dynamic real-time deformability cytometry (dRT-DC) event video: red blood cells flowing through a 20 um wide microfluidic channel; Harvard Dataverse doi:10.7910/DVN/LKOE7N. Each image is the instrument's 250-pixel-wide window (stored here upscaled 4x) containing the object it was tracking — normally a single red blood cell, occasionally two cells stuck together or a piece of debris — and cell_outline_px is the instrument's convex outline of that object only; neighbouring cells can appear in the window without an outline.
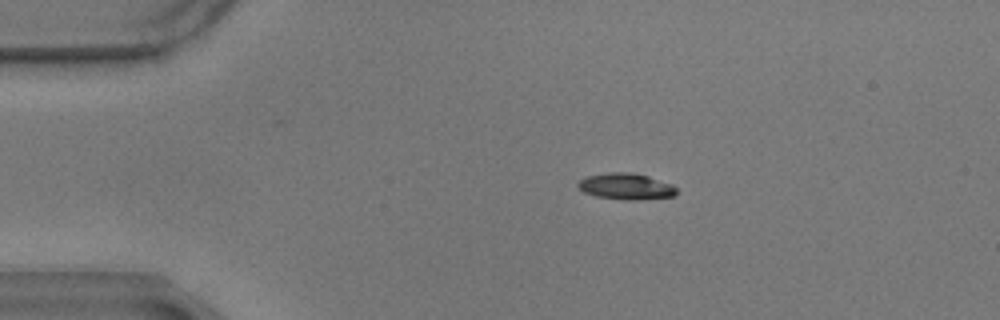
{"species": "common noctule bat (a hibernating species)", "species_latin": "Nyctalus noctula", "temperature_condition": "warm", "stored_images_in_passage": 48, "camera_frame_rate_fps": 3000, "um_per_image_px": 0.085, "animal": {"sex": "male", "body_mass_g": 17.9}, "frame": {"image": 1, "passage_image": 1, "time_ms": 0.0, "image_size_px": [1000, 320], "cell_outline_px": [[676, 196], [636, 200], [628, 200], [596, 196], [584, 192], [576, 184], [580, 180], [588, 176], [608, 172], [628, 172], [648, 176], [672, 184], [676, 188]], "centroid_in_image_um": [53.23, 15.84], "position_along_channel_um": 31.8, "area_um2": 14.97}}
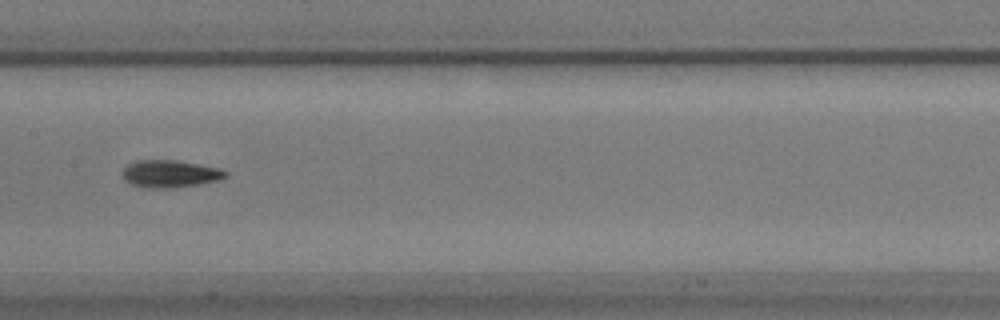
{"frame": {"image": 2, "passage_image": 19, "time_ms": 6.0, "image_size_px": [1000, 320], "cell_outline_px": [[228, 176], [220, 180], [196, 184], [168, 188], [148, 188], [132, 184], [124, 180], [120, 172], [128, 164], [136, 160], [176, 160], [220, 168], [228, 172]], "centroid_in_image_um": [14.44, 14.76], "position_along_channel_um": 193.0, "area_um2": 16.47}}
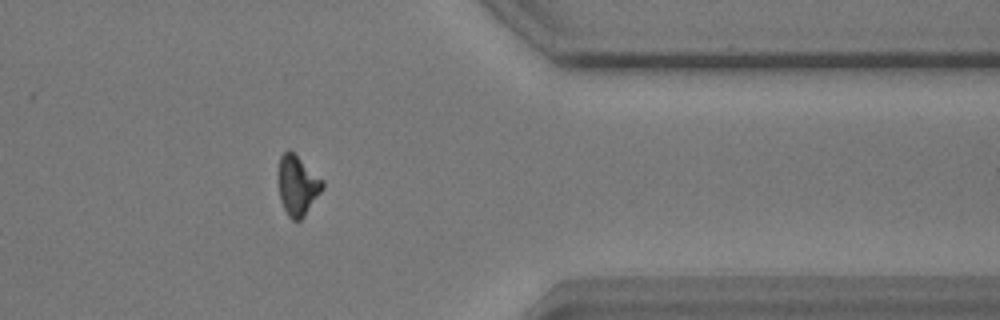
{"frame": {"image": 3, "passage_image": 37, "time_ms": 12.0, "image_size_px": [1000, 320], "cell_outline_px": [[324, 188], [304, 216], [300, 220], [292, 220], [288, 216], [280, 200], [280, 156], [288, 148], [324, 180]], "centroid_in_image_um": [25.32, 15.77], "position_along_channel_um": 386.1, "area_um2": 15.09}, "authors_computed_cell_mechanics": {"area_um2": 15.3748, "velocity_mm_per_s": 3.4682, "shape_relaxation_time_tau1_ms": 6.4597, "shape_relaxation_time_tau2_ms": 4.6026, "deformation_change_tau1": 0.1792, "deformation_change_tau2": 0.1138}}